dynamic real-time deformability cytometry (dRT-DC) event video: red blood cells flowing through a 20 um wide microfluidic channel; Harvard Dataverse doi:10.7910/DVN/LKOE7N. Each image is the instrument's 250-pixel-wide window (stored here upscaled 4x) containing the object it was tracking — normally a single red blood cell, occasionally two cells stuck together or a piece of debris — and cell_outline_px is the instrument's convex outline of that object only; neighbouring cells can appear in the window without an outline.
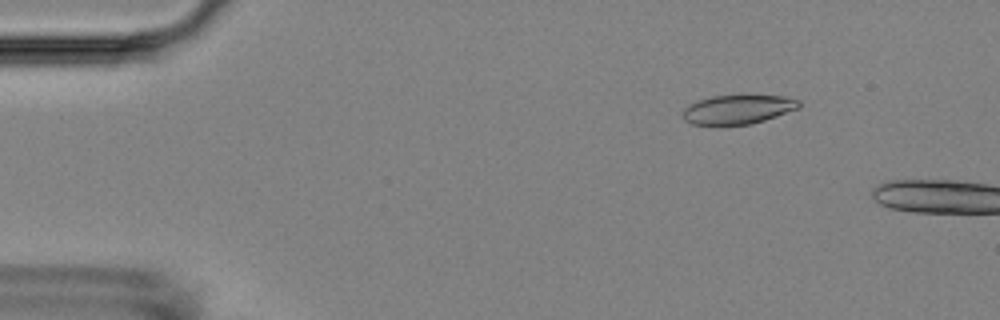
{"species": "Egyptian fruit bat (a non-hibernating species)", "species_latin": "Rousettus aegyptiacus", "temperature_condition": "room temperature", "stored_images_in_passage": 11, "camera_frame_rate_fps": 3000, "um_per_image_px": 0.085, "animal": {"sex": "female"}, "frame": {"image": 1, "passage_image": 8, "time_ms": 2.333, "image_size_px": [1000, 320], "cell_outline_px": [[800, 108], [752, 124], [716, 128], [692, 124], [684, 120], [684, 108], [700, 100], [712, 96], [748, 92], [784, 96], [800, 100]], "centroid_in_image_um": [62.74, 9.29], "position_along_channel_um": 22.3, "area_um2": 21.15}}